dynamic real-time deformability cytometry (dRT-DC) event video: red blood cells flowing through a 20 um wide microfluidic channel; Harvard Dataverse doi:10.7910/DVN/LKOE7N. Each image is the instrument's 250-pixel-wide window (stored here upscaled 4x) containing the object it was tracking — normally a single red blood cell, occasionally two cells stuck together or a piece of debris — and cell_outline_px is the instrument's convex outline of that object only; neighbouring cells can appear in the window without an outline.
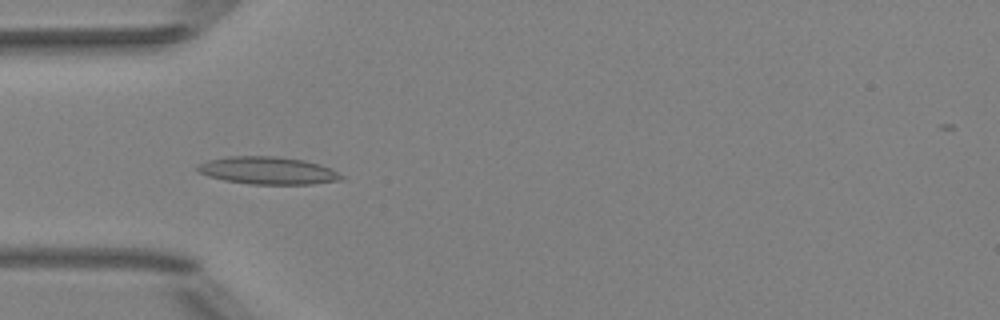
{"species": "Egyptian fruit bat (a non-hibernating species)", "species_latin": "Rousettus aegyptiacus", "temperature_condition": "room temperature", "stored_images_in_passage": 50, "camera_frame_rate_fps": 3000, "um_per_image_px": 0.085, "animal": {"sex": "female"}, "frame": {"image": 1, "passage_image": 15, "time_ms": 4.667, "image_size_px": [1000, 320], "cell_outline_px": [[344, 176], [340, 180], [312, 184], [248, 184], [224, 180], [208, 176], [200, 172], [196, 168], [196, 164], [208, 160], [228, 156], [276, 156], [304, 160], [320, 164]], "centroid_in_image_um": [22.72, 14.49], "position_along_channel_um": 62.3, "area_um2": 23.0}}
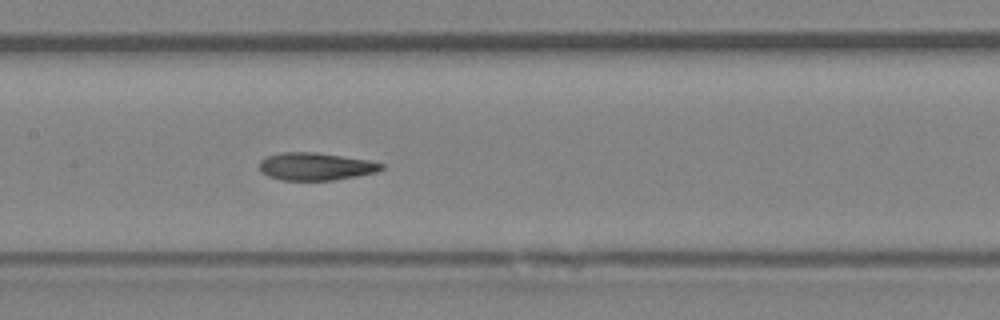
{"frame": {"image": 2, "passage_image": 24, "time_ms": 7.667, "image_size_px": [1000, 320], "cell_outline_px": [[384, 168], [376, 172], [356, 176], [332, 180], [280, 180], [268, 176], [260, 172], [260, 160], [268, 156], [284, 152], [316, 152], [368, 160], [384, 164]], "centroid_in_image_um": [26.82, 14.15], "position_along_channel_um": 180.6, "area_um2": 19.54}}
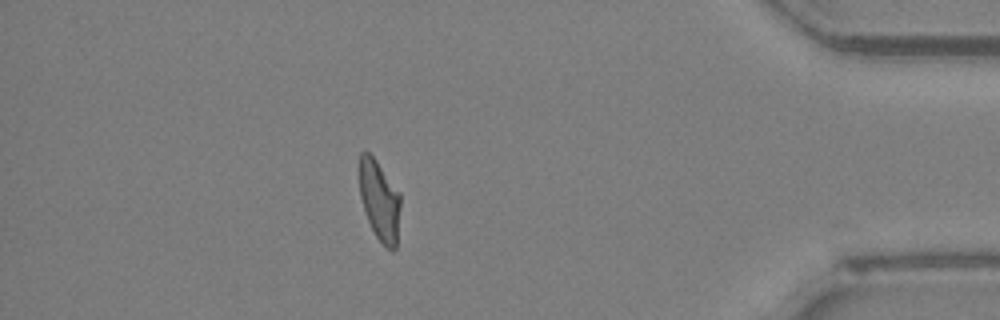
{"frame": {"image": 3, "passage_image": 44, "time_ms": 14.333, "image_size_px": [1000, 320], "cell_outline_px": [[400, 208], [396, 248], [392, 252], [376, 236], [368, 220], [360, 196], [360, 152], [368, 152], [376, 160], [400, 192]], "centroid_in_image_um": [32.28, 17.04], "position_along_channel_um": 402.9, "area_um2": 18.9}, "authors_computed_cell_mechanics": {"area_um2": 20.3456, "velocity_mm_per_s": 3.9919, "shape_relaxation_time_tau1_ms": 5.4386, "shape_relaxation_time_tau2_ms": 2.645, "deformation_change_tau1": 0.1819, "deformation_change_tau2": 0.0894}}